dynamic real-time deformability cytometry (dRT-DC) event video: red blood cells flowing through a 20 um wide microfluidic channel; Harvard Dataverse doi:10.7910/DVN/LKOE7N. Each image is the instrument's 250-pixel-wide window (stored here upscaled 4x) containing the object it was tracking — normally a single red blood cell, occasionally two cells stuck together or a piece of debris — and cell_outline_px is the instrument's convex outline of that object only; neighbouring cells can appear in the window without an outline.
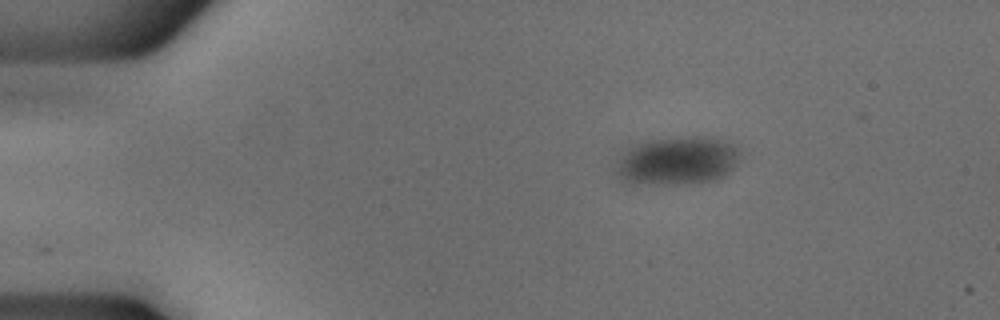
{"species": "common noctule bat (a hibernating species)", "species_latin": "Nyctalus noctula", "temperature_condition": "cold", "stored_images_in_passage": 2, "camera_frame_rate_fps": 3000, "um_per_image_px": 0.085, "animal": {"sex": "male", "body_mass_g": 18.8}, "frame": {"image": 1, "passage_image": 2, "time_ms": 0.333, "image_size_px": [1000, 320], "cell_outline_px": [[740, 160], [724, 176], [716, 180], [692, 184], [620, 184], [612, 168], [624, 148], [628, 144], [644, 140], [680, 136], [712, 136], [728, 140], [736, 144], [740, 148]], "centroid_in_image_um": [57.49, 13.65], "position_along_channel_um": 27.5, "area_um2": 37.11}}